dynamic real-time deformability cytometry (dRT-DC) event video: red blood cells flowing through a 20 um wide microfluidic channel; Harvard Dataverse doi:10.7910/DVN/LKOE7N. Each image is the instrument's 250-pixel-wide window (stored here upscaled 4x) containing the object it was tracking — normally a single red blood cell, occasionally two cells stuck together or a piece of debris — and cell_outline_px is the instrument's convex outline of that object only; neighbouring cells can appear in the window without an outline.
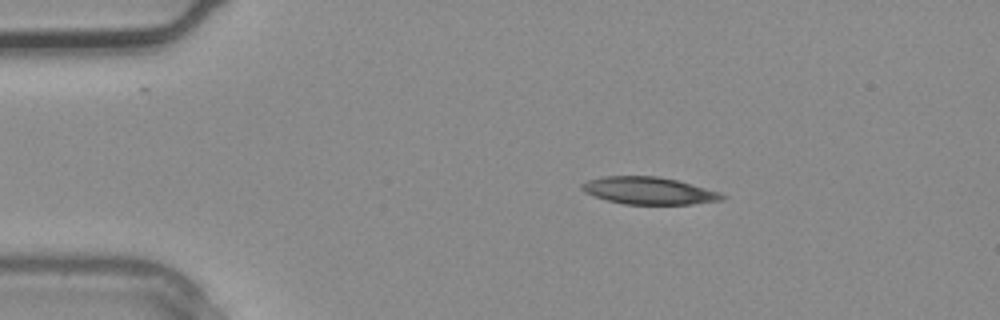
{"species": "common noctule bat (a hibernating species)", "species_latin": "Nyctalus noctula", "temperature_condition": "warm", "stored_images_in_passage": 3, "camera_frame_rate_fps": 3000, "um_per_image_px": 0.085, "animal": {"sex": "male", "body_mass_g": 20.4}, "frame": {"image": 1, "passage_image": 2, "time_ms": 0.333, "image_size_px": [1000, 320], "cell_outline_px": [[728, 196], [724, 200], [688, 204], [624, 204], [608, 200], [584, 192], [580, 188], [580, 184], [588, 180], [600, 176], [656, 176], [676, 180], [720, 192]], "centroid_in_image_um": [55.14, 16.2], "position_along_channel_um": 29.9, "area_um2": 22.2}}